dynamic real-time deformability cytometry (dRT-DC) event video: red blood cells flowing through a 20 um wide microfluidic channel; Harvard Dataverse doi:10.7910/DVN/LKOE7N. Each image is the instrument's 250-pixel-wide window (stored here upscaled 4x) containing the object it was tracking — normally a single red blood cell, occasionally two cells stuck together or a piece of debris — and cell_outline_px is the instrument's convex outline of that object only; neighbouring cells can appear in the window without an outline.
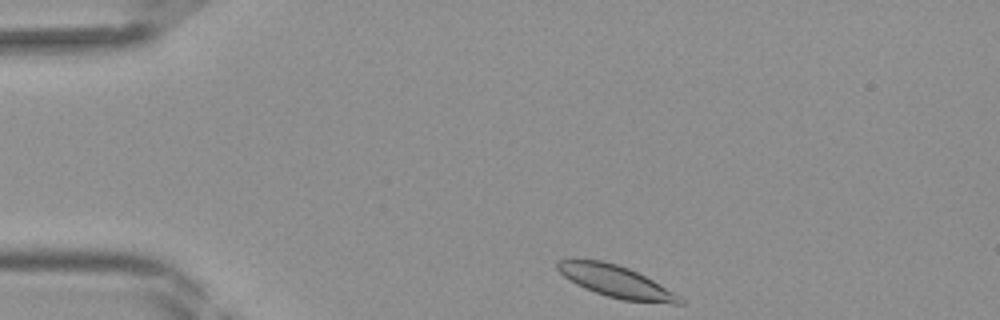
{"species": "Egyptian fruit bat (a non-hibernating species)", "species_latin": "Rousettus aegyptiacus", "temperature_condition": "room temperature", "stored_images_in_passage": 35, "camera_frame_rate_fps": 3000, "um_per_image_px": 0.085, "frame": {"image": 1, "passage_image": 1, "time_ms": 0.0, "image_size_px": [1000, 320], "cell_outline_px": [[684, 304], [676, 304], [624, 300], [608, 296], [584, 288], [576, 284], [564, 276], [556, 268], [556, 260], [576, 256], [604, 260], [628, 268], [652, 280], [680, 296], [684, 300]], "centroid_in_image_um": [52.26, 23.87], "position_along_channel_um": 32.7, "area_um2": 23.0}}
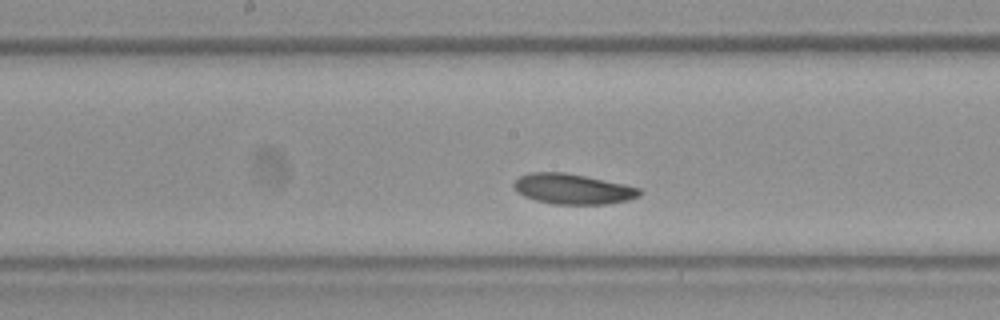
{"frame": {"image": 2, "passage_image": 15, "time_ms": 4.667, "image_size_px": [1000, 320], "cell_outline_px": [[644, 192], [640, 196], [628, 200], [608, 204], [552, 204], [536, 200], [524, 196], [516, 192], [512, 184], [520, 176], [528, 172], [564, 172], [624, 184], [640, 188]], "centroid_in_image_um": [48.68, 16.06], "position_along_channel_um": 199.5, "area_um2": 22.31}}
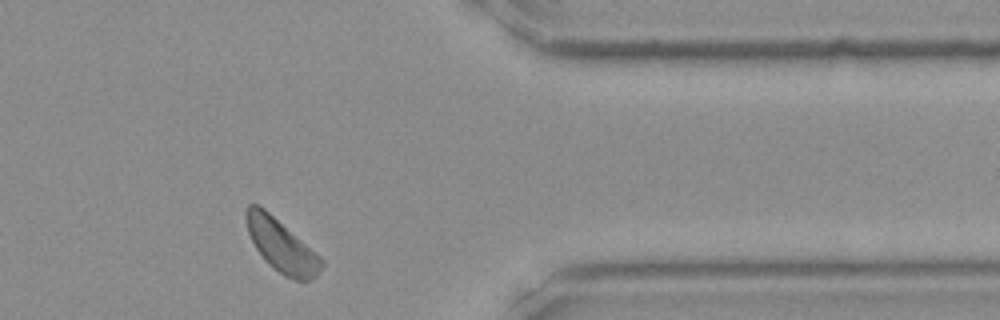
{"frame": {"image": 3, "passage_image": 28, "time_ms": 9.0, "image_size_px": [1000, 320], "cell_outline_px": [[324, 264], [316, 276], [308, 280], [292, 280], [284, 276], [268, 264], [256, 248], [248, 232], [244, 216], [244, 212], [248, 204], [256, 204], [264, 208], [320, 256], [324, 260]], "centroid_in_image_um": [23.9, 20.88], "position_along_channel_um": 387.5, "area_um2": 22.83}}